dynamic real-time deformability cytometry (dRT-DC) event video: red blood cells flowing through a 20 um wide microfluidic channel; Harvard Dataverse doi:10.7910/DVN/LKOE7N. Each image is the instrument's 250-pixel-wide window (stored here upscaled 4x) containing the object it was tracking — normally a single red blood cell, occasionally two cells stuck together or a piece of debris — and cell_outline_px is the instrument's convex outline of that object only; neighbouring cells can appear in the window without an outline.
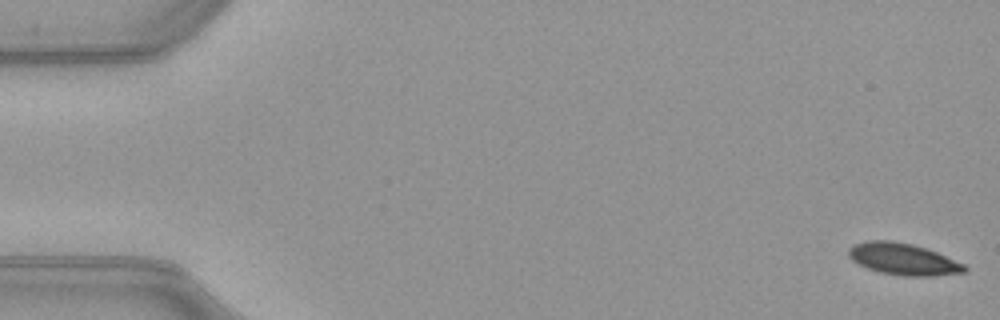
{"species": "common noctule bat (a hibernating species)", "species_latin": "Nyctalus noctula", "temperature_condition": "warm", "stored_images_in_passage": 52, "camera_frame_rate_fps": 3000, "um_per_image_px": 0.085, "animal": {"sex": "female", "body_mass_g": 21.9}, "frame": {"image": 1, "passage_image": 1, "time_ms": 0.0, "image_size_px": [1000, 320], "cell_outline_px": [[968, 272], [932, 276], [904, 276], [880, 272], [868, 268], [852, 260], [848, 256], [848, 248], [856, 244], [868, 240], [888, 240], [912, 244], [936, 252], [964, 264], [968, 268]], "centroid_in_image_um": [76.78, 22.03], "position_along_channel_um": 8.2, "area_um2": 21.27}}
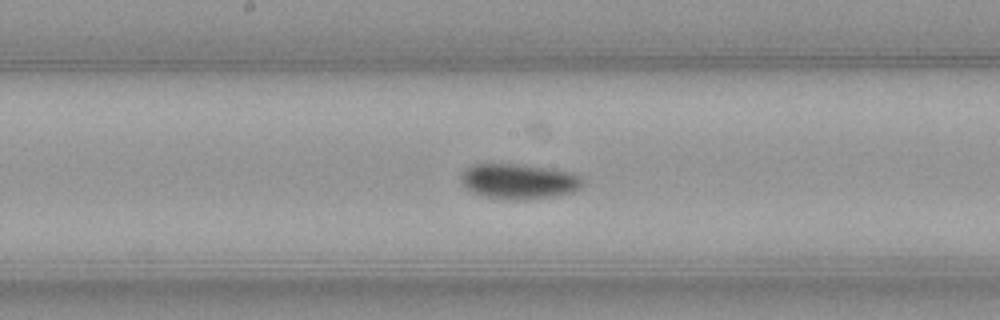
{"frame": {"image": 2, "passage_image": 27, "time_ms": 8.667, "image_size_px": [1000, 320], "cell_outline_px": [[584, 184], [580, 188], [572, 192], [560, 196], [528, 200], [508, 200], [480, 196], [472, 192], [460, 180], [460, 176], [464, 168], [472, 164], [524, 164], [572, 172], [580, 176], [584, 180]], "centroid_in_image_um": [44.12, 15.42], "position_along_channel_um": 204.1, "area_um2": 25.61}}
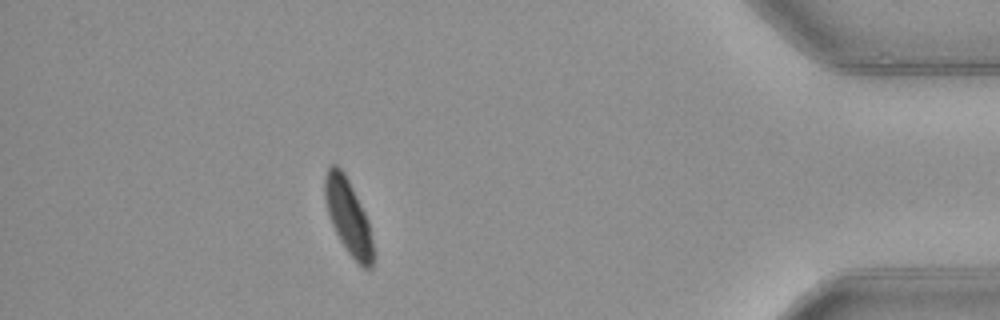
{"frame": {"image": 3, "passage_image": 46, "time_ms": 15.0, "image_size_px": [1000, 320], "cell_outline_px": [[376, 256], [372, 268], [364, 268], [348, 252], [340, 240], [332, 224], [328, 212], [324, 196], [324, 176], [328, 168], [332, 164], [336, 164], [344, 172], [368, 220]], "centroid_in_image_um": [29.62, 18.44], "position_along_channel_um": 405.6, "area_um2": 20.98}, "authors_computed_cell_mechanics": {"area_um2": 22.5709, "velocity_mm_per_s": 3.9793, "shape_relaxation_time_tau1_ms": 8.2592, "shape_relaxation_time_tau2_ms": null, "deformation_change_tau1": 0.1641, "deformation_change_tau2": null}}